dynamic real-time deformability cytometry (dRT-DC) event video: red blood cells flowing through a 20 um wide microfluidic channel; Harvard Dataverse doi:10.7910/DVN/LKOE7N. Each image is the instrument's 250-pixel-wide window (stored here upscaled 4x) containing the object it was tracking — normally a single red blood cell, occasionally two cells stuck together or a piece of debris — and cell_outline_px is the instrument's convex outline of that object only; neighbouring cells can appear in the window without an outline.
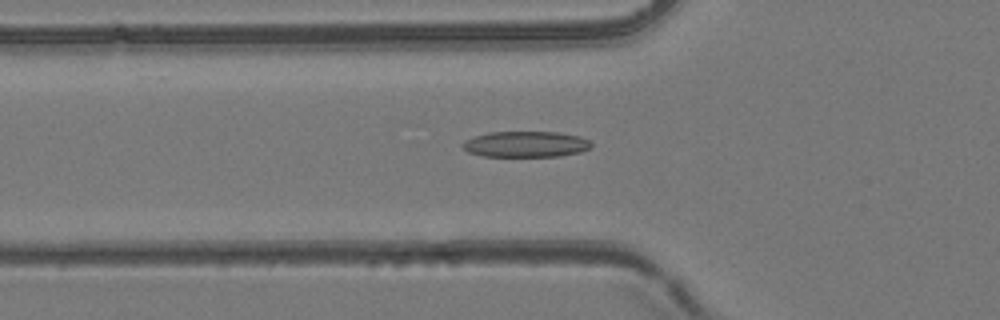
{"species": "common noctule bat (a hibernating species)", "species_latin": "Nyctalus noctula", "temperature_condition": "room temperature", "stored_images_in_passage": 45, "camera_frame_rate_fps": 3000, "um_per_image_px": 0.085, "animal": {"sex": "female", "body_mass_g": 24.6, "forearm_length_mm": 56.2}, "frame": {"image": 1, "passage_image": 17, "time_ms": 5.333, "image_size_px": [1000, 320], "cell_outline_px": [[592, 144], [588, 148], [580, 152], [560, 156], [484, 156], [468, 152], [460, 144], [464, 140], [488, 132], [556, 132], [580, 136], [588, 140]], "centroid_in_image_um": [44.67, 12.25], "position_along_channel_um": 81.1, "area_um2": 19.31}}
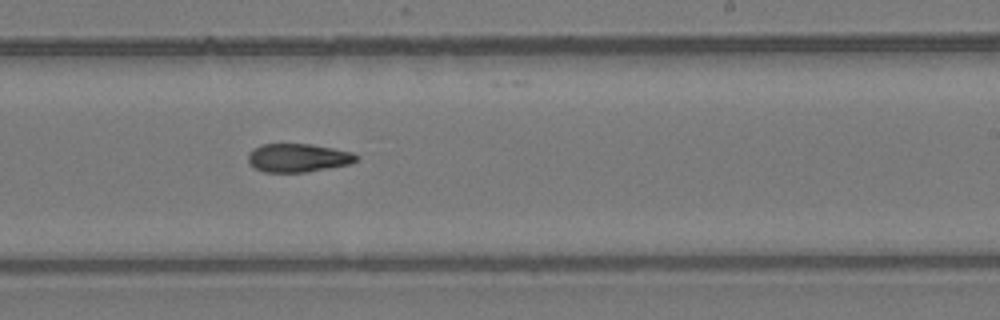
{"frame": {"image": 2, "passage_image": 31, "time_ms": 10.0, "image_size_px": [1000, 320], "cell_outline_px": [[360, 156], [356, 160], [348, 164], [308, 172], [264, 172], [256, 168], [248, 160], [248, 152], [252, 148], [260, 144], [312, 144], [352, 152]], "centroid_in_image_um": [25.31, 13.4], "position_along_channel_um": 263.7, "area_um2": 17.92}}
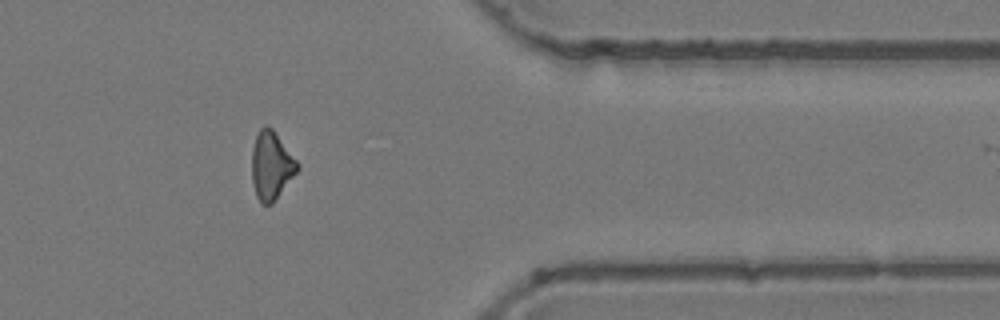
{"frame": {"image": 3, "passage_image": 42, "time_ms": 13.667, "image_size_px": [1000, 320], "cell_outline_px": [[300, 168], [272, 204], [260, 204], [256, 196], [252, 180], [252, 148], [256, 136], [260, 128], [264, 124], [272, 128], [300, 164]], "centroid_in_image_um": [23.06, 14.07], "position_along_channel_um": 388.3, "area_um2": 18.15}, "authors_computed_cell_mechanics": {"area_um2": 18.785, "velocity_mm_per_s": 3.8947, "shape_relaxation_time_tau1_ms": null, "shape_relaxation_time_tau2_ms": 7.748, "deformation_change_tau1": null, "deformation_change_tau2": 0.1708}}